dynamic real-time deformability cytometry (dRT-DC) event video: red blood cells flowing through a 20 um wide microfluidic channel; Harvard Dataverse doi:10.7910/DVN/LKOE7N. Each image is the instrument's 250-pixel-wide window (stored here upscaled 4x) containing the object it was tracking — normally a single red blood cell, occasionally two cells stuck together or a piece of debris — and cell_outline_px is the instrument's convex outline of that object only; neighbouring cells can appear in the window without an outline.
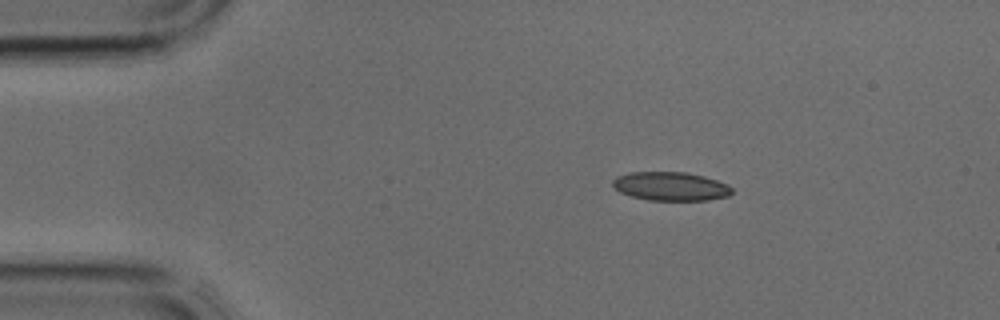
{"species": "common noctule bat (a hibernating species)", "species_latin": "Nyctalus noctula", "temperature_condition": "cold", "stored_images_in_passage": 2, "camera_frame_rate_fps": 3000, "um_per_image_px": 0.085, "animal": {"sex": "male", "body_mass_g": 17.9, "forearm_length_mm": 54.2}, "frame": {"image": 1, "passage_image": 1, "time_ms": 0.0, "image_size_px": [1000, 320], "cell_outline_px": [[732, 192], [728, 196], [708, 200], [648, 200], [632, 196], [620, 192], [612, 188], [612, 180], [616, 176], [628, 172], [688, 172], [704, 176], [728, 184], [732, 188]], "centroid_in_image_um": [56.98, 15.83], "position_along_channel_um": 28.0, "area_um2": 20.11}}